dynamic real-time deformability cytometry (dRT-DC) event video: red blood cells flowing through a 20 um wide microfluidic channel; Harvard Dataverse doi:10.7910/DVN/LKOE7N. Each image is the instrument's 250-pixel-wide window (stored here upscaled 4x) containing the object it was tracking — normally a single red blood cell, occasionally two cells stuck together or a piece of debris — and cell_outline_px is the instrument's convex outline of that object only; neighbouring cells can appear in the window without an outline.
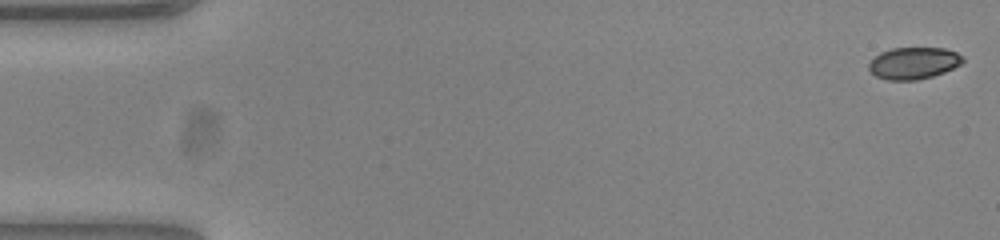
{"species": "common noctule bat (a hibernating species)", "species_latin": "Nyctalus noctula", "temperature_condition": "warm", "stored_images_in_passage": 7, "camera_frame_rate_fps": 3000, "um_per_image_px": 0.085, "animal": {"sex": "female", "body_mass_g": 23.0, "forearm_length_mm": 53.4}, "frame": {"image": 1, "passage_image": 1, "time_ms": 0.0, "image_size_px": [1000, 240], "cell_outline_px": [[964, 60], [960, 64], [944, 72], [932, 76], [916, 80], [888, 80], [876, 76], [868, 68], [868, 64], [880, 52], [892, 48], [944, 48], [956, 52], [964, 56]], "centroid_in_image_um": [77.66, 5.36], "position_along_channel_um": 7.3, "area_um2": 17.34}}